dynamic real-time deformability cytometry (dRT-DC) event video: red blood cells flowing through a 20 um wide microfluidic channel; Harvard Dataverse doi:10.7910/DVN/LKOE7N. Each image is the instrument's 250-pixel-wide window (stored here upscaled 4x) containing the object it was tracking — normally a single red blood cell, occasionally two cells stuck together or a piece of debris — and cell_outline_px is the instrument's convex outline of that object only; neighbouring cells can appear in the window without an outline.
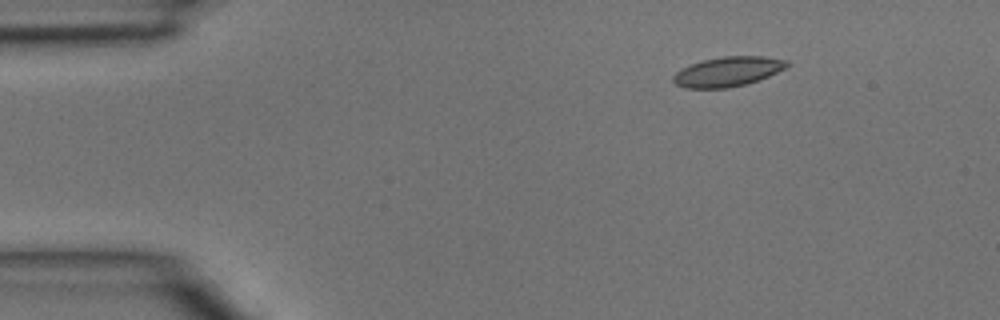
{"species": "common noctule bat (a hibernating species)", "species_latin": "Nyctalus noctula", "temperature_condition": "room temperature", "stored_images_in_passage": 3, "camera_frame_rate_fps": 3000, "um_per_image_px": 0.085, "animal": {"sex": "male", "body_mass_g": 15.6}, "frame": {"image": 1, "passage_image": 2, "time_ms": 0.333, "image_size_px": [1000, 320], "cell_outline_px": [[792, 64], [768, 76], [744, 84], [724, 88], [684, 88], [676, 84], [672, 80], [672, 76], [676, 72], [692, 64], [704, 60], [724, 56], [764, 56], [788, 60]], "centroid_in_image_um": [61.87, 6.08], "position_along_channel_um": 23.1, "area_um2": 19.42}}